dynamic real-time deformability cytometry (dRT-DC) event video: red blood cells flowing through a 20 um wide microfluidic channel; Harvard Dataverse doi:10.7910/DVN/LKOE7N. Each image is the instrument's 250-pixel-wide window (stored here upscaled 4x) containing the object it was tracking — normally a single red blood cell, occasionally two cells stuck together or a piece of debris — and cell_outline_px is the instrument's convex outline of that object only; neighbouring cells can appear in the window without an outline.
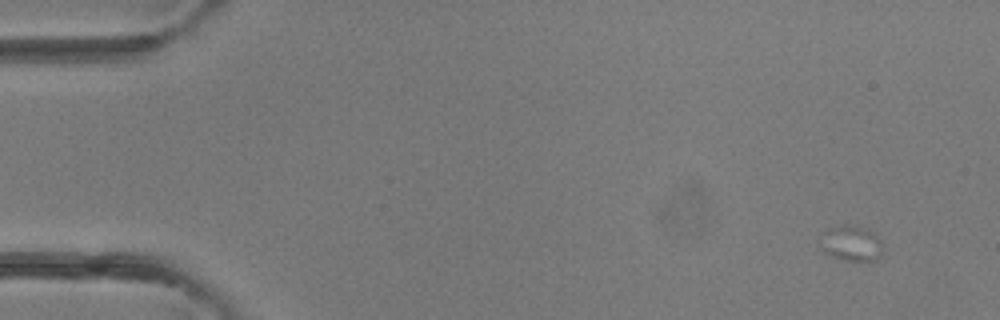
{"species": "common noctule bat (a hibernating species)", "species_latin": "Nyctalus noctula", "temperature_condition": "room temperature", "stored_images_in_passage": 14, "camera_frame_rate_fps": 3000, "um_per_image_px": 0.085, "animal": {"sex": "female"}, "frame": {"image": 1, "passage_image": 4, "time_ms": 1.0, "image_size_px": [1000, 320], "cell_outline_px": [[880, 256], [872, 260], [844, 260], [832, 256], [824, 252], [824, 232], [828, 228], [844, 224], [860, 228], [872, 232], [880, 240]], "centroid_in_image_um": [72.36, 20.68], "position_along_channel_um": 12.6, "area_um2": 12.08}}